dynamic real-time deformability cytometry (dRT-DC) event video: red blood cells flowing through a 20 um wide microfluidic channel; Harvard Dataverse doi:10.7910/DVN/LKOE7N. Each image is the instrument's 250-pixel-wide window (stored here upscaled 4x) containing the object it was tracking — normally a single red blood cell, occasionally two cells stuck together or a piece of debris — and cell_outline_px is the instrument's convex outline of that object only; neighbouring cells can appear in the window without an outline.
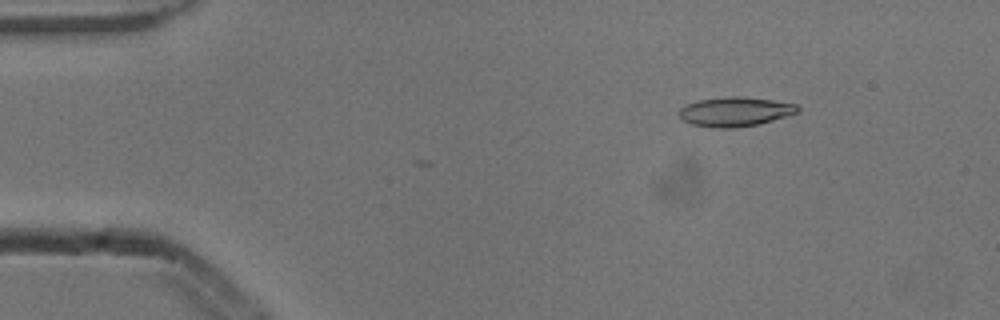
{"species": "common noctule bat (a hibernating species)", "species_latin": "Nyctalus noctula", "temperature_condition": "cold", "stored_images_in_passage": 3, "camera_frame_rate_fps": 3000, "um_per_image_px": 0.085, "animal": {"sex": "male", "body_mass_g": 13.3}, "frame": {"image": 1, "passage_image": 1, "time_ms": 0.0, "image_size_px": [1000, 320], "cell_outline_px": [[800, 112], [760, 124], [732, 128], [720, 128], [692, 124], [680, 120], [680, 108], [684, 104], [700, 100], [728, 96], [740, 96], [772, 100], [796, 104], [800, 108]], "centroid_in_image_um": [62.49, 9.49], "position_along_channel_um": 22.5, "area_um2": 20.35}}